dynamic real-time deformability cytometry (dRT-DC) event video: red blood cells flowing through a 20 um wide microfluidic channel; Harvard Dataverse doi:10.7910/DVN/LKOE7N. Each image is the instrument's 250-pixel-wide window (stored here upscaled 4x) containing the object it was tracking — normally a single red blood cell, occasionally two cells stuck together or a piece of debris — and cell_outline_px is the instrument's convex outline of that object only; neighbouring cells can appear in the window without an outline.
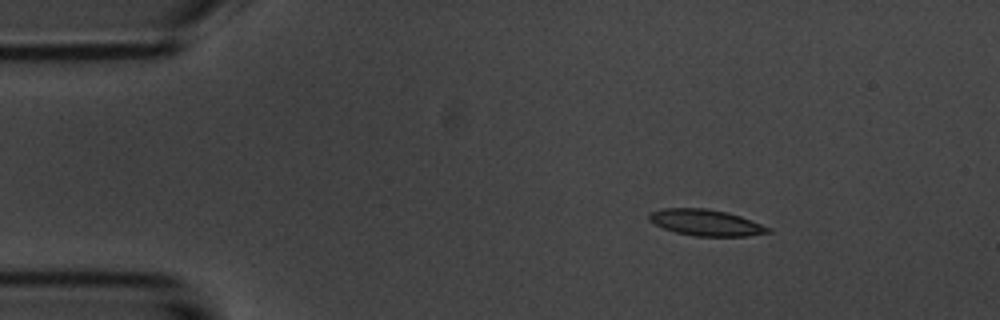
{"species": "common noctule bat (a hibernating species)", "species_latin": "Nyctalus noctula", "temperature_condition": "room temperature", "stored_images_in_passage": 47, "camera_frame_rate_fps": 3000, "um_per_image_px": 0.085, "animal": {"sex": "male", "body_mass_g": 20.1, "forearm_length_mm": 53.5}, "frame": {"image": 1, "passage_image": 1, "time_ms": 0.0, "image_size_px": [1000, 320], "cell_outline_px": [[772, 232], [748, 236], [696, 236], [676, 232], [664, 228], [648, 220], [648, 212], [660, 208], [708, 208], [740, 216], [772, 228]], "centroid_in_image_um": [59.99, 18.91], "position_along_channel_um": 25.0, "area_um2": 18.21}}
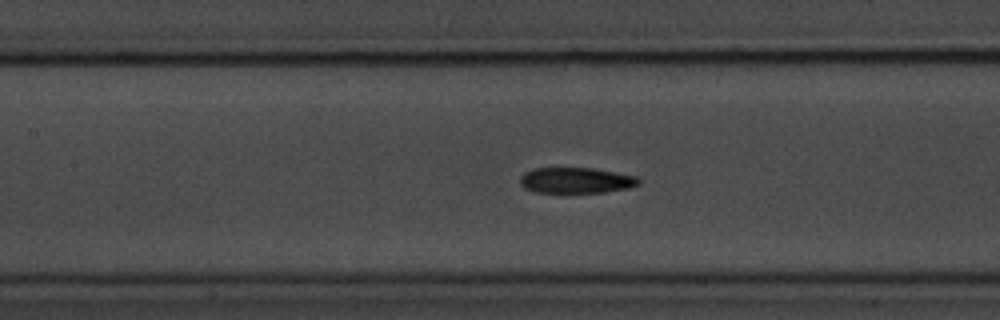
{"frame": {"image": 2, "passage_image": 17, "time_ms": 5.333, "image_size_px": [1000, 320], "cell_outline_px": [[640, 184], [628, 188], [604, 192], [536, 192], [524, 188], [520, 184], [520, 176], [524, 172], [532, 168], [592, 168], [636, 176], [640, 180]], "centroid_in_image_um": [48.93, 15.32], "position_along_channel_um": 158.5, "area_um2": 17.74}}
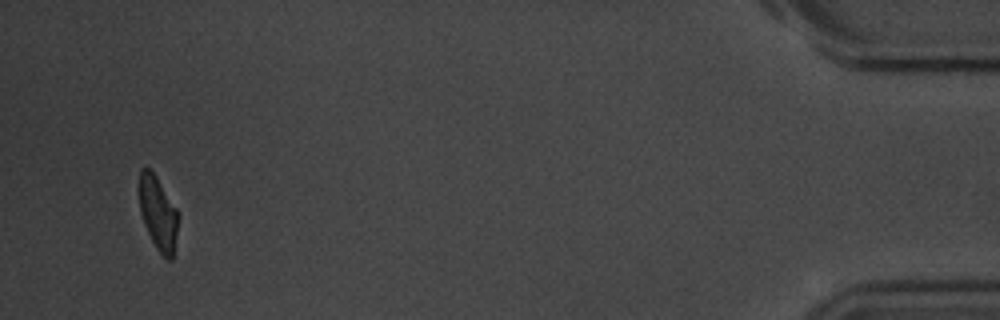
{"frame": {"image": 3, "passage_image": 45, "time_ms": 14.667, "image_size_px": [1000, 320], "cell_outline_px": [[176, 232], [172, 260], [168, 260], [156, 248], [144, 224], [140, 212], [140, 168], [148, 168], [156, 176], [176, 208]], "centroid_in_image_um": [13.41, 18.12], "position_along_channel_um": 421.8, "area_um2": 16.01}, "authors_computed_cell_mechanics": {"area_um2": 18.4382, "velocity_mm_per_s": 3.685, "shape_relaxation_time_tau1_ms": 4.6567, "shape_relaxation_time_tau2_ms": 6.0844, "deformation_change_tau1": 0.1758, "deformation_change_tau2": 0.1458}}